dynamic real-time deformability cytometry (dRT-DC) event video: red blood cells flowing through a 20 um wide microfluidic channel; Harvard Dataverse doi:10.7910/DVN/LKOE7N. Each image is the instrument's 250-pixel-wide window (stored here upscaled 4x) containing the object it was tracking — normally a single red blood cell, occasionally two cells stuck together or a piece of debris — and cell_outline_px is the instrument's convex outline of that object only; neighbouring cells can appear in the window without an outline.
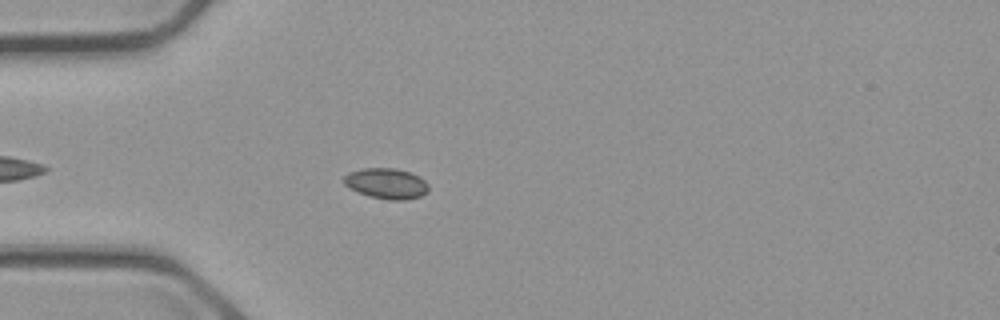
{"species": "common noctule bat (a hibernating species)", "species_latin": "Nyctalus noctula", "temperature_condition": "cold", "stored_images_in_passage": 19, "camera_frame_rate_fps": 3000, "um_per_image_px": 0.085, "animal": {"sex": "male", "body_mass_g": 23.1, "forearm_length_mm": 52.7}, "frame": {"image": 1, "passage_image": 7, "time_ms": 2.0, "image_size_px": [1000, 320], "cell_outline_px": [[428, 192], [420, 196], [404, 200], [388, 200], [368, 196], [344, 184], [344, 176], [348, 172], [364, 168], [396, 168], [420, 176], [428, 184]], "centroid_in_image_um": [32.86, 15.59], "position_along_channel_um": 52.1, "area_um2": 15.03}}
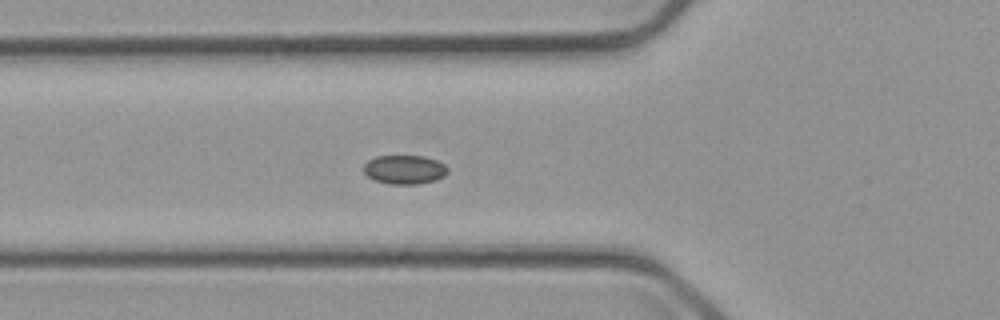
{"frame": {"image": 2, "passage_image": 11, "time_ms": 3.333, "image_size_px": [1000, 320], "cell_outline_px": [[448, 172], [444, 176], [436, 180], [420, 184], [388, 184], [372, 180], [364, 172], [364, 164], [368, 160], [376, 156], [424, 156], [436, 160], [444, 164], [448, 168]], "centroid_in_image_um": [34.38, 14.42], "position_along_channel_um": 91.4, "area_um2": 14.33}}
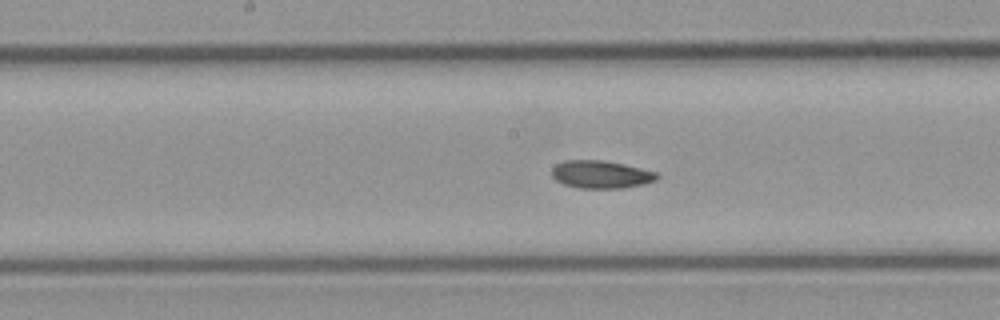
{"frame": {"image": 3, "passage_image": 16, "time_ms": 5.0, "image_size_px": [1000, 320], "cell_outline_px": [[660, 176], [656, 180], [644, 184], [624, 188], [580, 188], [564, 184], [556, 180], [552, 176], [552, 168], [556, 164], [564, 160], [604, 160], [624, 164], [660, 172]], "centroid_in_image_um": [51.13, 14.82], "position_along_channel_um": 197.1, "area_um2": 17.22}}